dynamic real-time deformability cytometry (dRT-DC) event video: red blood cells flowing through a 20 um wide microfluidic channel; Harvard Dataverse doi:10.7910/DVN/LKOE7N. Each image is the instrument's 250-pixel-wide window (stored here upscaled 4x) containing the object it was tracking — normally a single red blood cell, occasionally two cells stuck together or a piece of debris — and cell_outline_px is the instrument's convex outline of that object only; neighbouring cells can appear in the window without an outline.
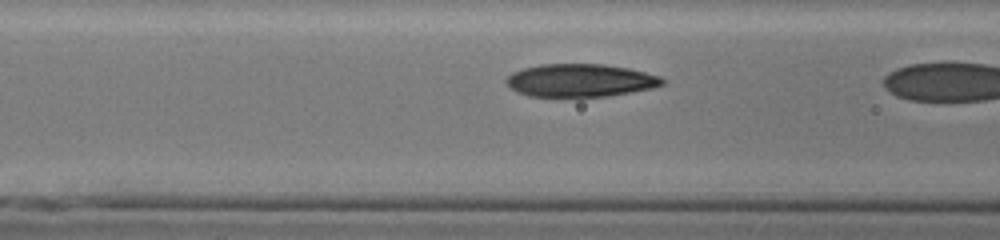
{"species": "human", "species_latin": "Homo sapiens", "temperature_condition": "cold", "stored_images_in_passage": 15, "camera_frame_rate_fps": 3000, "um_per_image_px": 0.085, "donor": {"sex": "male"}, "frame": {"image": 1, "passage_image": 11, "time_ms": 3.333, "image_size_px": [1000, 240], "cell_outline_px": [[664, 84], [652, 88], [608, 96], [528, 96], [516, 92], [504, 80], [512, 72], [524, 68], [540, 64], [604, 64], [628, 68], [660, 76], [664, 80]], "centroid_in_image_um": [49.31, 6.83], "position_along_channel_um": 117.3, "area_um2": 29.77}}
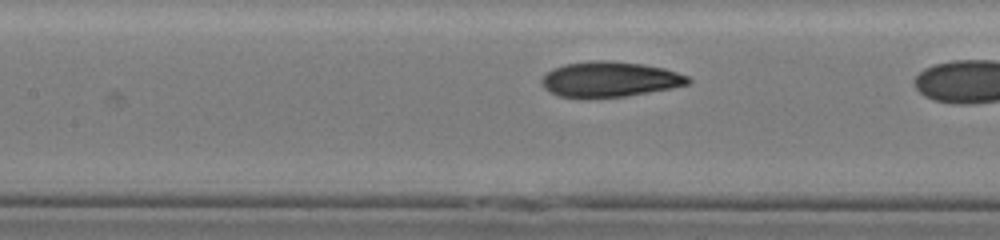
{"frame": {"image": 2, "passage_image": 14, "time_ms": 4.333, "image_size_px": [1000, 240], "cell_outline_px": [[692, 80], [688, 84], [672, 88], [624, 96], [560, 96], [544, 88], [540, 80], [544, 72], [552, 68], [564, 64], [596, 60], [612, 60], [644, 64], [664, 68], [688, 76]], "centroid_in_image_um": [51.82, 6.7], "position_along_channel_um": 155.6, "area_um2": 29.82}}